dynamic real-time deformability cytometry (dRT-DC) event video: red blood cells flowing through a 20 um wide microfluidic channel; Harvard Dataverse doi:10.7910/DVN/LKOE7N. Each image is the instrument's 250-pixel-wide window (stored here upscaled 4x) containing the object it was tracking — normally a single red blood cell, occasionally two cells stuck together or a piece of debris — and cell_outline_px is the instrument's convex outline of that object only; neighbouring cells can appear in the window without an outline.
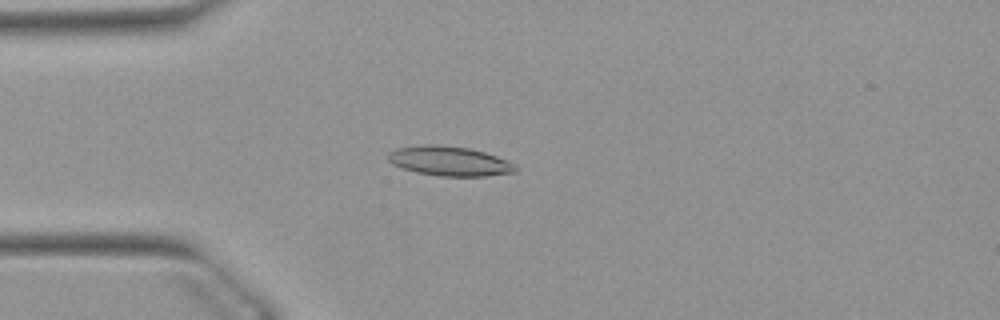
{"species": "Egyptian fruit bat (a non-hibernating species)", "species_latin": "Rousettus aegyptiacus", "temperature_condition": "warm", "stored_images_in_passage": 51, "camera_frame_rate_fps": 3000, "um_per_image_px": 0.085, "animal": {"sex": "female"}, "frame": {"image": 1, "passage_image": 13, "time_ms": 4.0, "image_size_px": [1000, 320], "cell_outline_px": [[516, 172], [484, 176], [440, 176], [416, 172], [392, 164], [388, 160], [388, 152], [396, 148], [420, 144], [436, 144], [472, 148], [508, 160], [516, 164]], "centroid_in_image_um": [38.2, 13.68], "position_along_channel_um": 46.8, "area_um2": 22.14}}
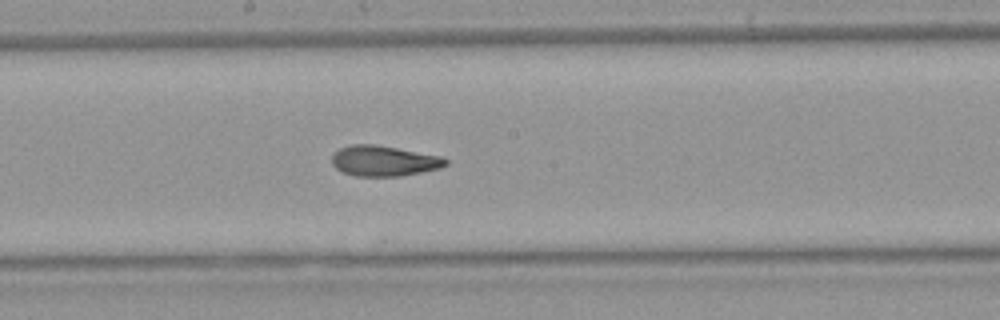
{"frame": {"image": 2, "passage_image": 27, "time_ms": 8.667, "image_size_px": [1000, 320], "cell_outline_px": [[448, 164], [440, 168], [400, 176], [356, 176], [344, 172], [336, 168], [332, 164], [332, 156], [340, 148], [352, 144], [376, 144], [440, 156], [448, 160]], "centroid_in_image_um": [32.63, 13.67], "position_along_channel_um": 215.6, "area_um2": 20.06}}
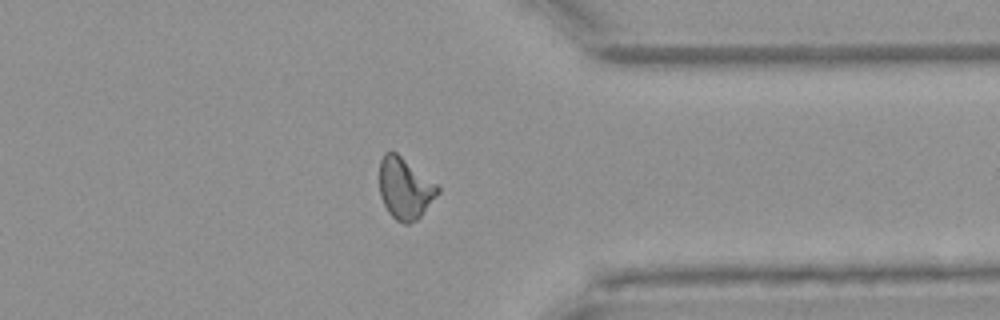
{"frame": {"image": 3, "passage_image": 40, "time_ms": 13.0, "image_size_px": [1000, 320], "cell_outline_px": [[440, 192], [420, 216], [416, 220], [408, 224], [404, 224], [396, 220], [388, 212], [380, 196], [380, 160], [384, 152], [396, 152], [436, 184], [440, 188]], "centroid_in_image_um": [34.41, 16.02], "position_along_channel_um": 377.0, "area_um2": 20.58}, "authors_computed_cell_mechanics": {"area_um2": 20.519, "velocity_mm_per_s": 3.9159, "shape_relaxation_time_tau1_ms": null, "shape_relaxation_time_tau2_ms": 2.2299, "deformation_change_tau1": null, "deformation_change_tau2": 0.1028}}